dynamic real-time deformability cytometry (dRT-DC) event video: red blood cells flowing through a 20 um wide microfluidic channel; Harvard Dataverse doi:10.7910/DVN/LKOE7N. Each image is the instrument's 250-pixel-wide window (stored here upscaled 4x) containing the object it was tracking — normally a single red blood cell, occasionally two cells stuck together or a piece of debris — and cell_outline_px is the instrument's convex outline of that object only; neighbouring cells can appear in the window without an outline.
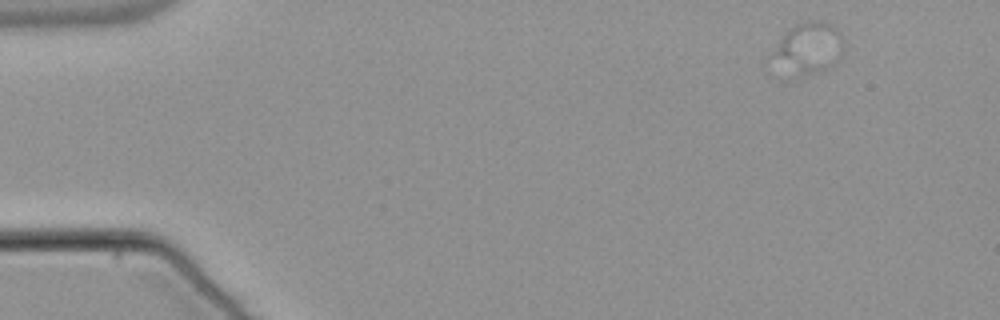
{"species": "common noctule bat (a hibernating species)", "species_latin": "Nyctalus noctula", "temperature_condition": "warm", "stored_images_in_passage": 1, "camera_frame_rate_fps": 3000, "um_per_image_px": 0.085, "animal": {"sex": "male", "body_mass_g": 21.5, "forearm_length_mm": 52.0}, "frame": {"image": 1, "passage_image": 1, "time_ms": 0.0, "image_size_px": [1000, 320], "cell_outline_px": [[844, 48], [840, 56], [828, 68], [820, 72], [800, 72], [764, 64], [764, 60], [784, 36], [796, 24], [808, 20], [824, 20], [836, 28], [840, 32], [844, 40]], "centroid_in_image_um": [68.67, 4.05], "position_along_channel_um": 16.3, "area_um2": 21.27}}